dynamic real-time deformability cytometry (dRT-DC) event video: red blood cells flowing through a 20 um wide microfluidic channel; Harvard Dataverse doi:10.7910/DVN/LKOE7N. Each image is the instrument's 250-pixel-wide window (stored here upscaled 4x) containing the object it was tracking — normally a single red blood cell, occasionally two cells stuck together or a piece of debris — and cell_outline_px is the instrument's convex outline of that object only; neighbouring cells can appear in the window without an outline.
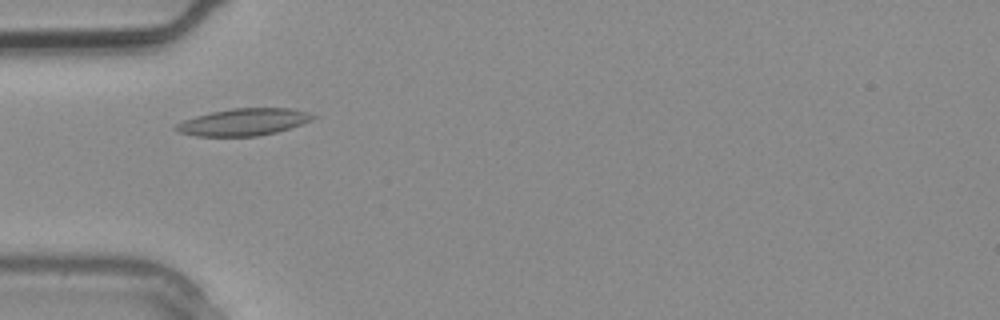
{"species": "common noctule bat (a hibernating species)", "species_latin": "Nyctalus noctula", "temperature_condition": "warm", "stored_images_in_passage": 2, "camera_frame_rate_fps": 3000, "um_per_image_px": 0.085, "animal": {"sex": "male", "body_mass_g": 20.4}, "frame": {"image": 1, "passage_image": 2, "time_ms": 0.333, "image_size_px": [1000, 320], "cell_outline_px": [[320, 116], [312, 120], [276, 132], [256, 136], [196, 136], [180, 132], [176, 128], [176, 124], [184, 120], [196, 116], [212, 112], [232, 108], [292, 108], [308, 112]], "centroid_in_image_um": [20.76, 10.36], "position_along_channel_um": 64.2, "area_um2": 21.39}}